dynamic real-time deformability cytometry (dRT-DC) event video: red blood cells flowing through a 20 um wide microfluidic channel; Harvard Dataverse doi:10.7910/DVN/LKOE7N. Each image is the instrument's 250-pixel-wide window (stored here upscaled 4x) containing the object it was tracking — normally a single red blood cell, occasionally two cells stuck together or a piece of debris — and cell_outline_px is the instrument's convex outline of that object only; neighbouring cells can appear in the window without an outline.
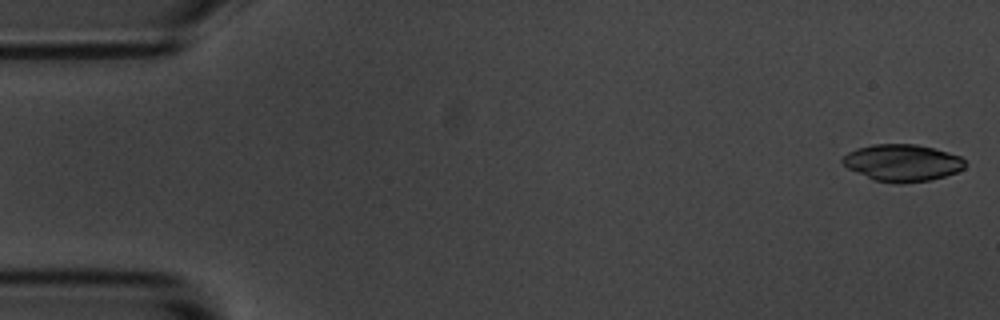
{"species": "common noctule bat (a hibernating species)", "species_latin": "Nyctalus noctula", "temperature_condition": "room temperature", "stored_images_in_passage": 55, "camera_frame_rate_fps": 3000, "um_per_image_px": 0.085, "animal": {"sex": "male", "body_mass_g": 20.1, "forearm_length_mm": 53.5}, "frame": {"image": 1, "passage_image": 1, "time_ms": 0.0, "image_size_px": [1000, 320], "cell_outline_px": [[968, 164], [964, 168], [956, 172], [944, 176], [928, 180], [904, 184], [872, 180], [848, 168], [840, 160], [848, 152], [856, 148], [872, 144], [916, 144], [936, 148], [960, 156]], "centroid_in_image_um": [76.7, 13.83], "position_along_channel_um": 8.3, "area_um2": 26.53}}
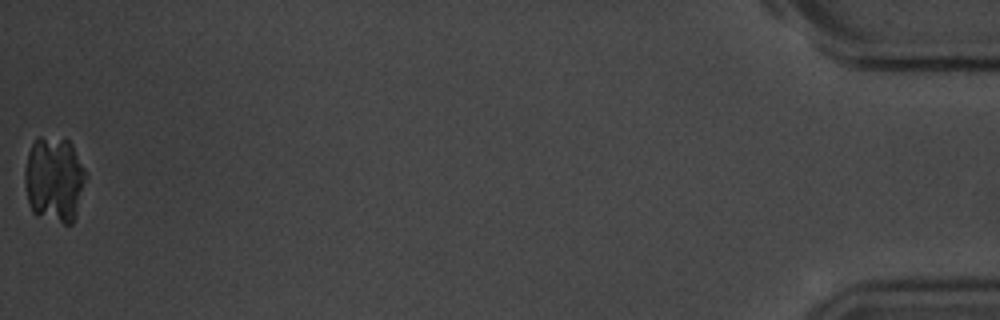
{"frame": {"image": 2, "passage_image": 55, "time_ms": 18.0, "image_size_px": [1000, 320], "cell_outline_px": [[88, 176], [76, 216], [72, 224], [64, 224], [36, 216], [32, 212], [28, 204], [24, 184], [24, 168], [28, 152], [36, 136], [64, 136], [72, 144]], "centroid_in_image_um": [4.61, 15.23], "position_along_channel_um": 430.6, "area_um2": 31.56}}